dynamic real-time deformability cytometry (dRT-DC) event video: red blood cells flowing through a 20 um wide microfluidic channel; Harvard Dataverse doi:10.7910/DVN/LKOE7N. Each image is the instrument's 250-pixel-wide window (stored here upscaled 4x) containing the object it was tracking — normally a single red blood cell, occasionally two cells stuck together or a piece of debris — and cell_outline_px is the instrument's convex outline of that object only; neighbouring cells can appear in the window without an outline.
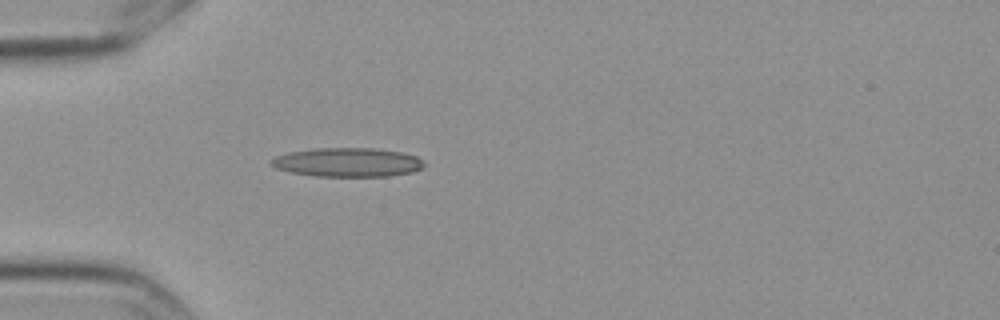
{"species": "Egyptian fruit bat (a non-hibernating species)", "species_latin": "Rousettus aegyptiacus", "temperature_condition": "cold", "stored_images_in_passage": 5, "camera_frame_rate_fps": 3000, "um_per_image_px": 0.085, "frame": {"image": 1, "passage_image": 5, "time_ms": 1.333, "image_size_px": [1000, 320], "cell_outline_px": [[424, 164], [420, 168], [412, 172], [388, 176], [312, 176], [288, 172], [276, 168], [268, 164], [268, 160], [276, 156], [292, 152], [316, 148], [376, 148], [400, 152], [416, 156], [424, 160]], "centroid_in_image_um": [29.5, 13.8], "position_along_channel_um": 55.5, "area_um2": 25.89}}